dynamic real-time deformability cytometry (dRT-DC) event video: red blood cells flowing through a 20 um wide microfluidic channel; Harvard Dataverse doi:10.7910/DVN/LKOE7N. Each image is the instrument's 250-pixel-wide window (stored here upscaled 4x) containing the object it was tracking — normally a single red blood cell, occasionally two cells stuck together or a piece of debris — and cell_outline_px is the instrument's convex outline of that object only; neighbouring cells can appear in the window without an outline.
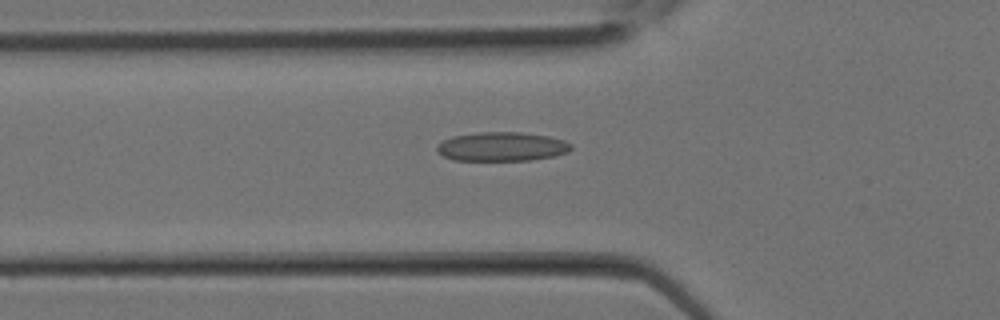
{"species": "Egyptian fruit bat (a non-hibernating species)", "species_latin": "Rousettus aegyptiacus", "temperature_condition": "room temperature", "stored_images_in_passage": 7, "camera_frame_rate_fps": 3000, "um_per_image_px": 0.085, "animal": {"sex": "female"}, "frame": {"image": 1, "passage_image": 3, "time_ms": 0.667, "image_size_px": [1000, 320], "cell_outline_px": [[572, 148], [568, 152], [556, 156], [532, 160], [452, 160], [444, 156], [436, 148], [436, 144], [452, 136], [480, 132], [520, 132], [548, 136], [564, 140], [572, 144]], "centroid_in_image_um": [42.68, 12.46], "position_along_channel_um": 83.1, "area_um2": 22.77}}
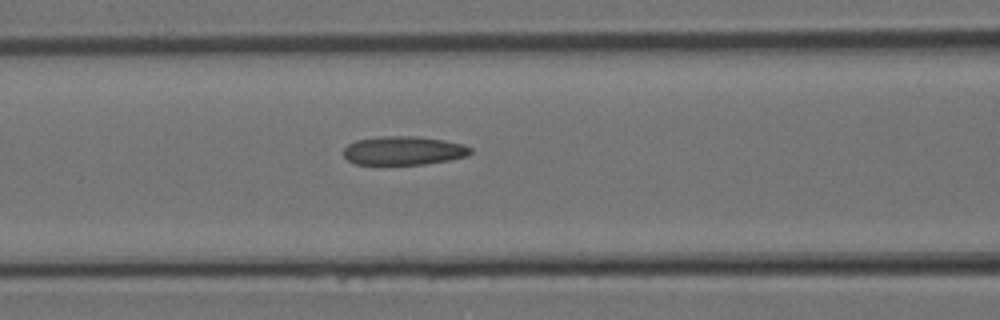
{"frame": {"image": 2, "passage_image": 5, "time_ms": 1.333, "image_size_px": [1000, 320], "cell_outline_px": [[472, 152], [468, 156], [448, 160], [424, 164], [356, 164], [348, 160], [344, 156], [344, 148], [348, 144], [356, 140], [380, 136], [416, 136], [444, 140], [464, 144], [472, 148]], "centroid_in_image_um": [34.32, 12.79], "position_along_channel_um": 132.3, "area_um2": 21.27}}
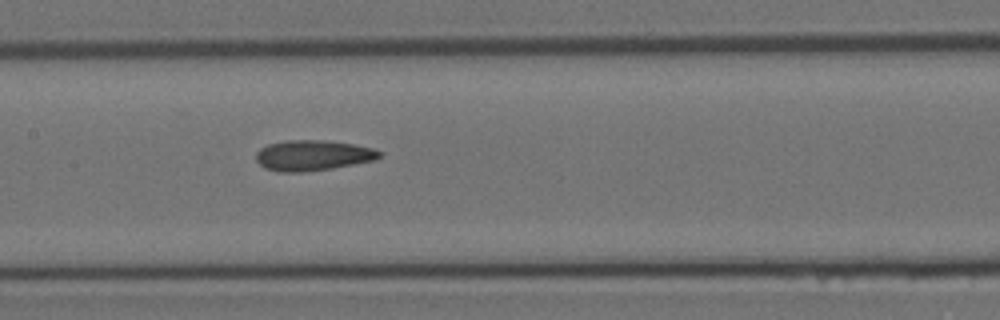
{"frame": {"image": 3, "passage_image": 7, "time_ms": 2.0, "image_size_px": [1000, 320], "cell_outline_px": [[384, 152], [380, 156], [372, 160], [332, 168], [304, 172], [280, 172], [264, 168], [256, 160], [256, 152], [260, 148], [268, 144], [288, 140], [320, 140], [352, 144], [372, 148]], "centroid_in_image_um": [26.54, 13.21], "position_along_channel_um": 180.9, "area_um2": 21.73}}